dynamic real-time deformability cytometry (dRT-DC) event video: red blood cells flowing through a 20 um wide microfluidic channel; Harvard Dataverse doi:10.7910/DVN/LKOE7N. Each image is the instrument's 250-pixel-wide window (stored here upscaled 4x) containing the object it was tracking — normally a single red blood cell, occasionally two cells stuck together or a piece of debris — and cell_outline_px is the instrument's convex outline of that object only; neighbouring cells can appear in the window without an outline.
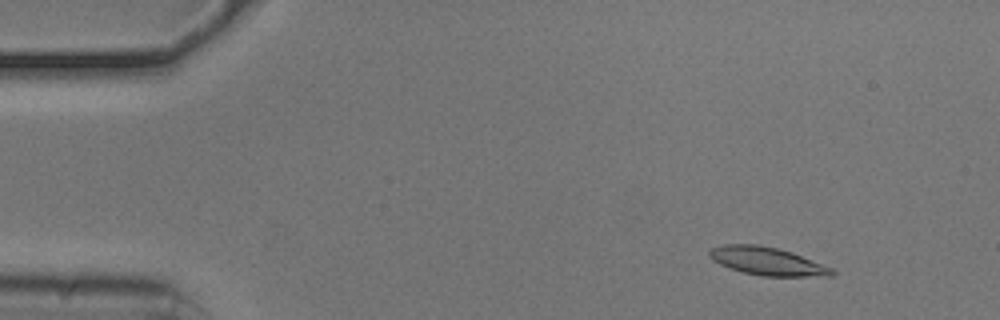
{"species": "common noctule bat (a hibernating species)", "species_latin": "Nyctalus noctula", "temperature_condition": "cold", "stored_images_in_passage": 54, "camera_frame_rate_fps": 3000, "um_per_image_px": 0.085, "animal": {"sex": "male", "body_mass_g": 20.5, "forearm_length_mm": 52.5}, "frame": {"image": 1, "passage_image": 6, "time_ms": 1.667, "image_size_px": [1000, 320], "cell_outline_px": [[836, 272], [832, 276], [764, 276], [744, 272], [720, 264], [712, 260], [708, 256], [708, 252], [712, 248], [724, 244], [756, 244], [776, 248], [792, 252], [832, 268]], "centroid_in_image_um": [65.21, 22.19], "position_along_channel_um": 19.8, "area_um2": 19.83}}
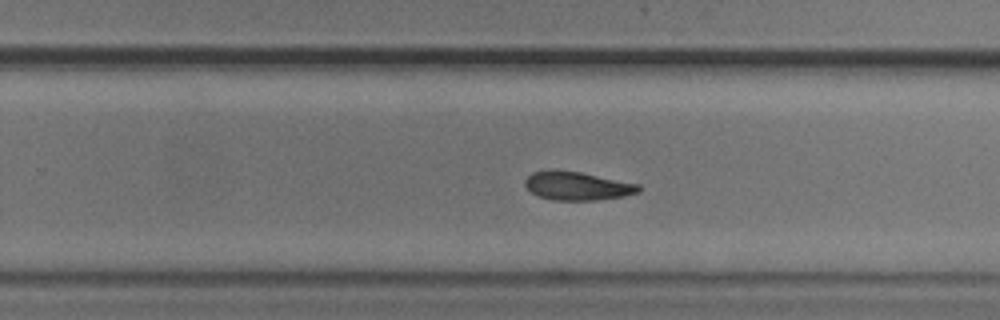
{"frame": {"image": 2, "passage_image": 34, "time_ms": 11.0, "image_size_px": [1000, 320], "cell_outline_px": [[640, 192], [624, 196], [596, 200], [552, 200], [540, 196], [532, 192], [524, 184], [524, 180], [532, 172], [552, 168], [580, 172], [640, 184]], "centroid_in_image_um": [49.05, 15.78], "position_along_channel_um": 280.7, "area_um2": 19.02}}
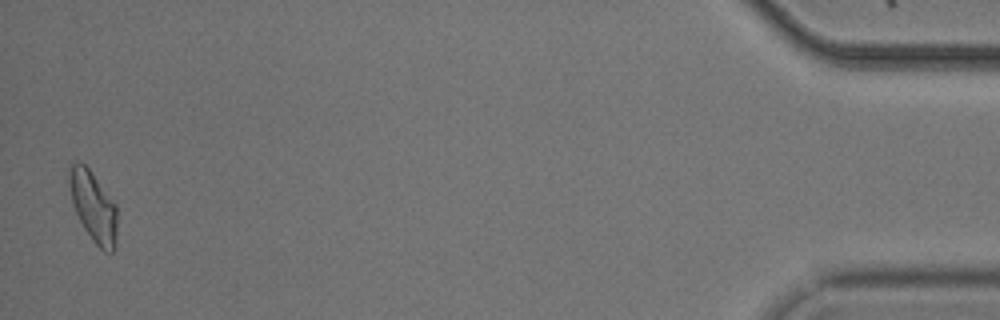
{"frame": {"image": 3, "passage_image": 53, "time_ms": 17.333, "image_size_px": [1000, 320], "cell_outline_px": [[116, 248], [112, 252], [104, 252], [92, 240], [84, 228], [72, 204], [68, 184], [68, 172], [72, 164], [76, 160], [80, 160], [92, 172], [116, 204]], "centroid_in_image_um": [7.92, 17.54], "position_along_channel_um": 427.3, "area_um2": 19.83}, "authors_computed_cell_mechanics": {"area_um2": 19.4786, "velocity_mm_per_s": 3.7291, "shape_relaxation_time_tau1_ms": 5.5108, "shape_relaxation_time_tau2_ms": null, "deformation_change_tau1": 0.1435, "deformation_change_tau2": null}}